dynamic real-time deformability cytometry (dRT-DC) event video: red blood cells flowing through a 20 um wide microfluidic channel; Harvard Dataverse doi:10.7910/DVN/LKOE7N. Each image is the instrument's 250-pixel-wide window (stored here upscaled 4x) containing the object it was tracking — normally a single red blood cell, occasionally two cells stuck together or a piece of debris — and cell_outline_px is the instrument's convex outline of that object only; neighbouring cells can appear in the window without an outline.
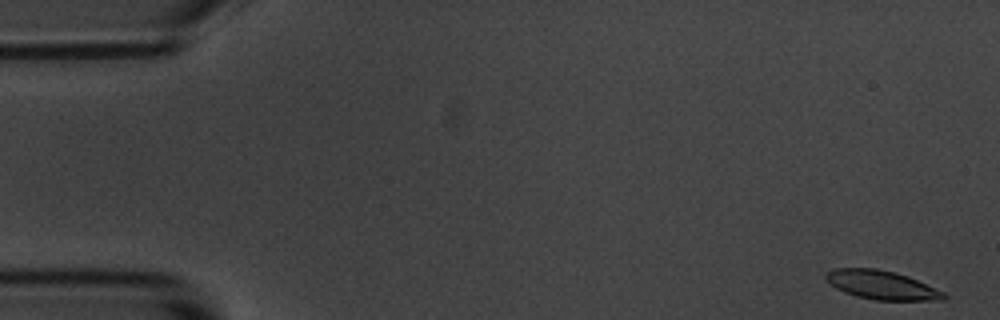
{"species": "common noctule bat (a hibernating species)", "species_latin": "Nyctalus noctula", "temperature_condition": "room temperature", "stored_images_in_passage": 5, "segment_of_instrument_passage": [1, 2], "camera_frame_rate_fps": 3000, "um_per_image_px": 0.085, "animal": {"sex": "male", "body_mass_g": 20.1, "forearm_length_mm": 53.5}, "frame": {"image": 1, "passage_image": 1, "time_ms": 0.0, "image_size_px": [1000, 320], "cell_outline_px": [[948, 296], [944, 300], [872, 300], [856, 296], [844, 292], [836, 288], [824, 276], [824, 272], [836, 268], [876, 268], [908, 276], [944, 292]], "centroid_in_image_um": [74.93, 24.23], "position_along_channel_um": 10.1, "area_um2": 19.71}}